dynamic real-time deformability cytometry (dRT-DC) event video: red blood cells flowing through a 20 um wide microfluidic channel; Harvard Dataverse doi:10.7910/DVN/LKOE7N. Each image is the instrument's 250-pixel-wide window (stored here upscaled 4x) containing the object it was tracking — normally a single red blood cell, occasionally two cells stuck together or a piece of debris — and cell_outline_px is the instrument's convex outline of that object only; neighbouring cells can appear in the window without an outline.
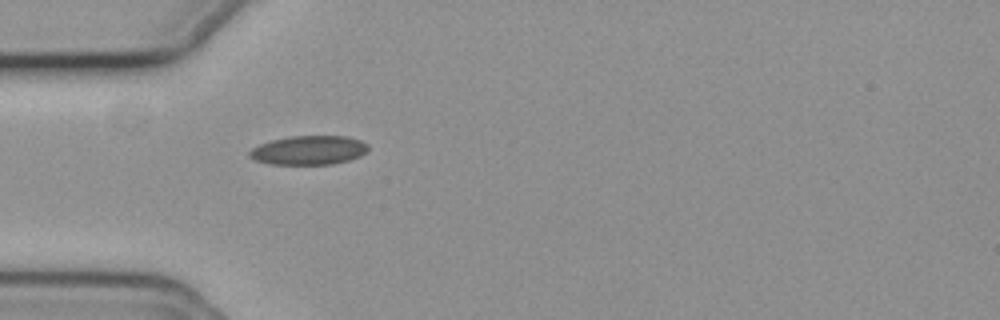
{"species": "common noctule bat (a hibernating species)", "species_latin": "Nyctalus noctula", "temperature_condition": "cold", "stored_images_in_passage": 14, "camera_frame_rate_fps": 3000, "um_per_image_px": 0.085, "animal": {"sex": "female", "body_mass_g": 19.3, "forearm_length_mm": 54.1}, "frame": {"image": 1, "passage_image": 1, "time_ms": 0.0, "image_size_px": [1000, 320], "cell_outline_px": [[368, 148], [360, 156], [348, 160], [332, 164], [272, 164], [256, 160], [248, 156], [248, 152], [252, 148], [260, 144], [272, 140], [288, 136], [348, 136], [360, 140], [368, 144]], "centroid_in_image_um": [26.24, 12.76], "position_along_channel_um": 58.8, "area_um2": 20.0}}
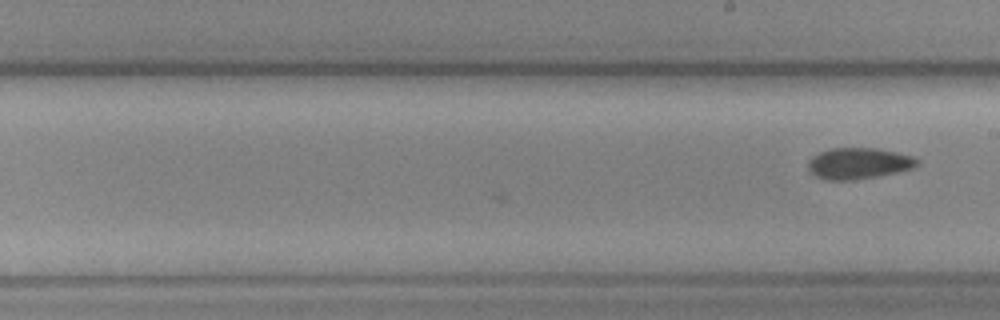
{"frame": {"image": 2, "passage_image": 14, "time_ms": 4.333, "image_size_px": [1000, 320], "cell_outline_px": [[920, 164], [912, 168], [896, 172], [876, 176], [852, 180], [824, 180], [816, 176], [808, 168], [808, 160], [812, 156], [820, 152], [832, 148], [876, 148], [896, 152], [912, 156]], "centroid_in_image_um": [72.95, 13.88], "position_along_channel_um": 216.1, "area_um2": 19.65}}